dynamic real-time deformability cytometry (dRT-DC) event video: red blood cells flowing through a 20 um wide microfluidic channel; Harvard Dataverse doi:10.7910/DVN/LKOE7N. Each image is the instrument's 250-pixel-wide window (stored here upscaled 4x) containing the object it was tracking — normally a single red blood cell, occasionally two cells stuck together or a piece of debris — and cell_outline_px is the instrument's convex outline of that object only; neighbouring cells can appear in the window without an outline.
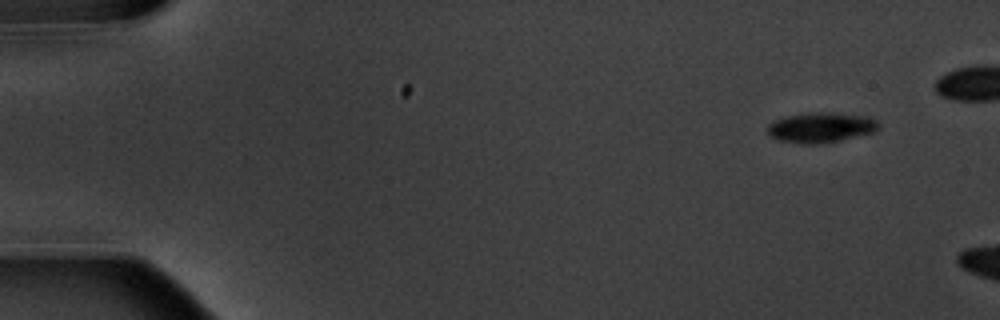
{"species": "common noctule bat (a hibernating species)", "species_latin": "Nyctalus noctula", "temperature_condition": "warm", "stored_images_in_passage": 3, "camera_frame_rate_fps": 3000, "um_per_image_px": 0.085, "animal": {"sex": "male", "body_mass_g": 20.1, "forearm_length_mm": 53.5}, "frame": {"image": 1, "passage_image": 1, "time_ms": 0.0, "image_size_px": [1000, 320], "cell_outline_px": [[880, 128], [876, 132], [840, 140], [820, 144], [800, 144], [780, 140], [768, 136], [768, 124], [776, 120], [788, 116], [812, 112], [832, 112], [868, 116], [876, 120], [880, 124]], "centroid_in_image_um": [69.82, 10.84], "position_along_channel_um": 15.2, "area_um2": 19.71}}